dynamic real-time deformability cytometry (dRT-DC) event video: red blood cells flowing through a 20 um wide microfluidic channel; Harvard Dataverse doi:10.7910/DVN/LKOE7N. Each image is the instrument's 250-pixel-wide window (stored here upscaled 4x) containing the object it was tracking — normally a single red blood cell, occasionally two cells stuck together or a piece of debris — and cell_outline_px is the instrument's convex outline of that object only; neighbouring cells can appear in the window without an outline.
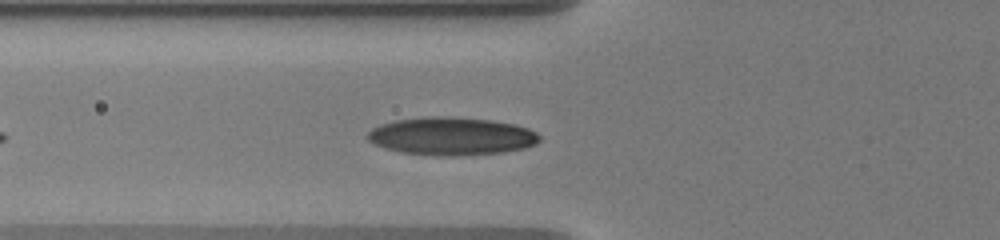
{"species": "human", "species_latin": "Homo sapiens", "temperature_condition": "warm", "stored_images_in_passage": 32, "camera_frame_rate_fps": 3000, "um_per_image_px": 0.085, "donor": {"sex": "male"}, "frame": {"image": 1, "passage_image": 5, "time_ms": 2.0, "image_size_px": [1000, 240], "cell_outline_px": [[540, 140], [536, 144], [524, 148], [504, 152], [452, 156], [400, 152], [384, 148], [368, 140], [368, 132], [372, 128], [380, 124], [396, 120], [424, 116], [452, 116], [492, 120], [516, 124], [528, 128], [536, 132], [540, 136]], "centroid_in_image_um": [38.4, 11.56], "position_along_channel_um": 87.4, "area_um2": 38.09}}
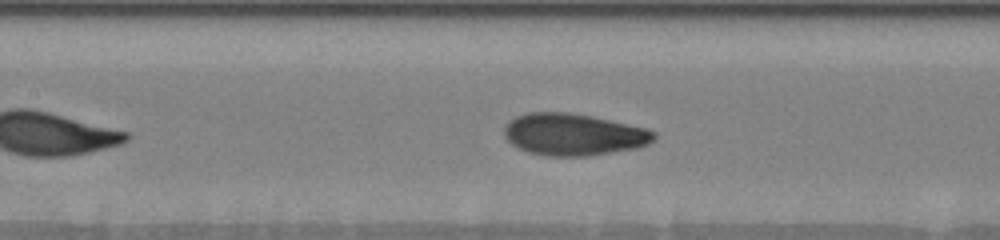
{"frame": {"image": 2, "passage_image": 10, "time_ms": 4.0, "image_size_px": [1000, 240], "cell_outline_px": [[656, 136], [648, 144], [636, 148], [588, 156], [548, 156], [528, 152], [512, 144], [504, 136], [504, 128], [508, 120], [516, 116], [528, 112], [568, 112], [592, 116], [648, 128], [656, 132]], "centroid_in_image_um": [48.74, 11.42], "position_along_channel_um": 158.7, "area_um2": 36.7}}
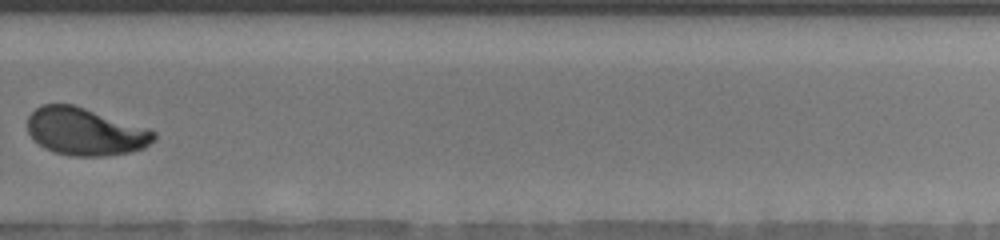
{"frame": {"image": 3, "passage_image": 22, "time_ms": 8.667, "image_size_px": [1000, 240], "cell_outline_px": [[156, 140], [144, 148], [128, 152], [104, 156], [72, 156], [56, 152], [40, 144], [28, 132], [28, 116], [40, 104], [72, 104], [148, 128], [156, 132]], "centroid_in_image_um": [7.27, 11.18], "position_along_channel_um": 322.5, "area_um2": 34.68}, "authors_computed_cell_mechanics": {"area_um2": 35.8649, "velocity_mm_per_s": 3.5225, "shape_relaxation_time_tau1_ms": 4.0003, "shape_relaxation_time_tau2_ms": null, "deformation_change_tau1": 0.1616, "deformation_change_tau2": null}}